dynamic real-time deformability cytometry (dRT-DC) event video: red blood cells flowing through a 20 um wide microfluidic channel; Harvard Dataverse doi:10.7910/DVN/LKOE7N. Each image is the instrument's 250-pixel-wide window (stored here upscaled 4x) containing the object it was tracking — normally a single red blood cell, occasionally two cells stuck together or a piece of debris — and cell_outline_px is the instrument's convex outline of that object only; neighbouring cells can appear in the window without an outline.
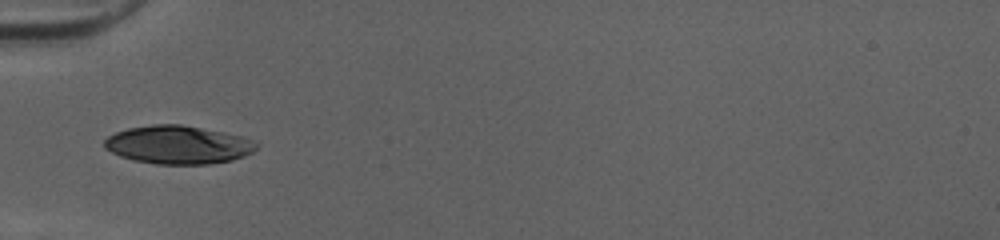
{"species": "human", "species_latin": "Homo sapiens", "temperature_condition": "cold", "stored_images_in_passage": 34, "camera_frame_rate_fps": 3000, "um_per_image_px": 0.085, "donor": {"sex": "female"}, "frame": {"image": 1, "passage_image": 1, "time_ms": 0.0, "image_size_px": [1000, 240], "cell_outline_px": [[256, 148], [252, 152], [244, 156], [232, 160], [208, 164], [156, 164], [136, 160], [120, 156], [104, 148], [104, 140], [108, 136], [116, 132], [128, 128], [152, 124], [180, 124], [244, 136], [252, 140], [256, 144]], "centroid_in_image_um": [15.13, 12.3], "position_along_channel_um": 69.9, "area_um2": 33.76}}
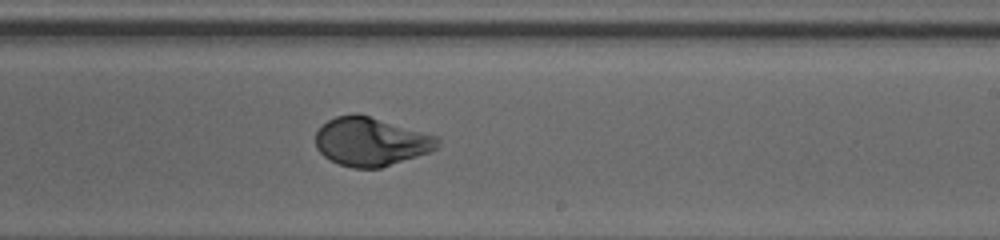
{"frame": {"image": 2, "passage_image": 15, "time_ms": 4.667, "image_size_px": [1000, 240], "cell_outline_px": [[440, 144], [436, 148], [428, 152], [380, 168], [352, 168], [340, 164], [324, 156], [316, 148], [316, 132], [328, 120], [336, 116], [352, 112], [356, 112], [440, 136]], "centroid_in_image_um": [31.54, 12.02], "position_along_channel_um": 257.5, "area_um2": 34.62}}
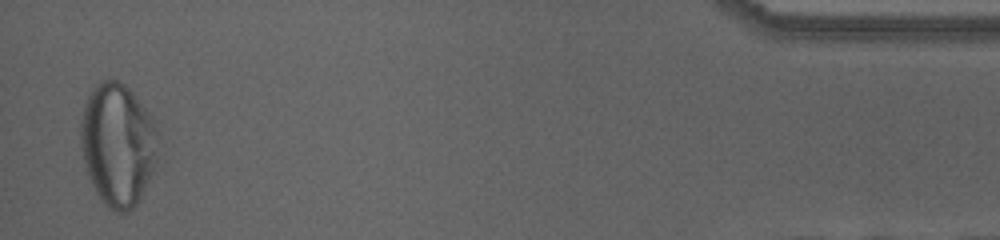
{"frame": {"image": 3, "passage_image": 33, "time_ms": 10.667, "image_size_px": [1000, 240], "cell_outline_px": [[156, 164], [136, 204], [132, 208], [124, 212], [116, 212], [108, 208], [100, 200], [88, 176], [84, 164], [80, 148], [80, 124], [84, 104], [92, 88], [100, 80], [116, 80], [124, 84], [132, 92], [144, 108], [152, 120], [156, 128]], "centroid_in_image_um": [9.96, 12.28], "position_along_channel_um": 425.2, "area_um2": 54.97}, "authors_computed_cell_mechanics": {"area_um2": 35.836, "velocity_mm_per_s": 4.0356, "shape_relaxation_time_tau1_ms": 2.9192, "shape_relaxation_time_tau2_ms": null, "deformation_change_tau1": 0.165, "deformation_change_tau2": null}}